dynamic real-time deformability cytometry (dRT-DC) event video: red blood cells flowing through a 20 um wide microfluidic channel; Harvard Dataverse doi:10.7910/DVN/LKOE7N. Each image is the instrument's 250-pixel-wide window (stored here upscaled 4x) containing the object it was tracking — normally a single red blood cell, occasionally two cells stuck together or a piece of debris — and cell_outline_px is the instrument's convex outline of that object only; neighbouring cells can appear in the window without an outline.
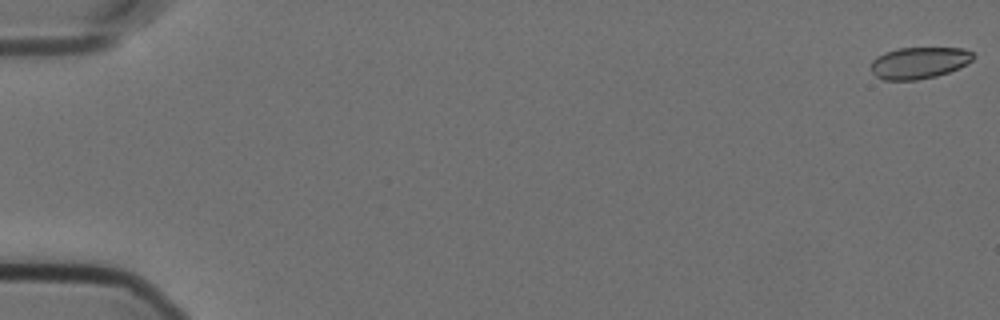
{"species": "Egyptian fruit bat (a non-hibernating species)", "species_latin": "Rousettus aegyptiacus", "temperature_condition": "cold", "stored_images_in_passage": 58, "camera_frame_rate_fps": 3000, "um_per_image_px": 0.085, "animal": {"sex": "female"}, "frame": {"image": 1, "passage_image": 1, "time_ms": 0.0, "image_size_px": [1000, 320], "cell_outline_px": [[976, 56], [972, 60], [960, 68], [936, 76], [916, 80], [884, 80], [876, 76], [868, 68], [872, 60], [876, 56], [884, 52], [900, 48], [964, 48], [972, 52]], "centroid_in_image_um": [78.1, 5.34], "position_along_channel_um": 6.9, "area_um2": 19.07}}
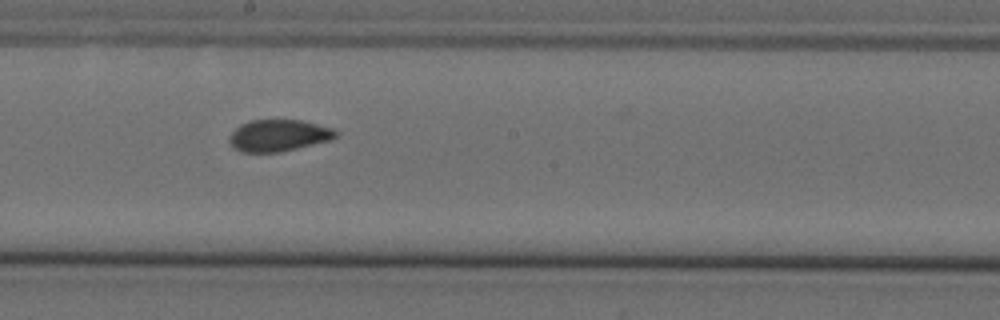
{"frame": {"image": 2, "passage_image": 33, "time_ms": 10.667, "image_size_px": [1000, 320], "cell_outline_px": [[340, 132], [332, 140], [280, 152], [240, 152], [232, 148], [228, 140], [228, 136], [240, 124], [248, 120], [300, 120], [332, 128]], "centroid_in_image_um": [23.65, 11.52], "position_along_channel_um": 224.6, "area_um2": 19.88}}
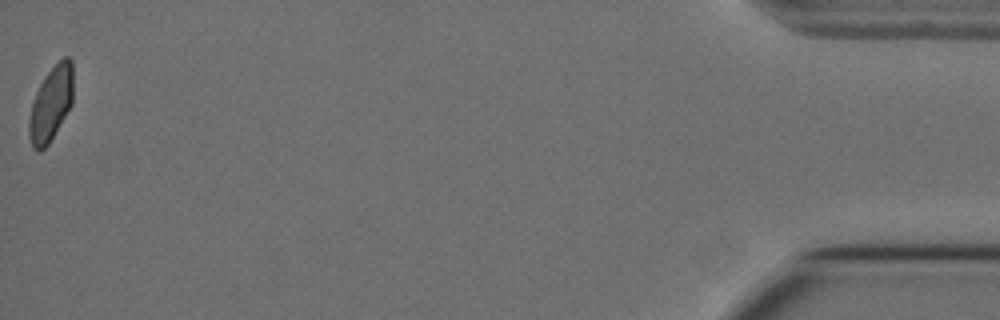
{"frame": {"image": 3, "passage_image": 58, "time_ms": 19.0, "image_size_px": [1000, 320], "cell_outline_px": [[72, 104], [48, 144], [40, 152], [32, 148], [28, 136], [28, 124], [32, 104], [36, 92], [44, 76], [64, 56], [68, 56], [72, 60]], "centroid_in_image_um": [4.31, 8.84], "position_along_channel_um": 430.9, "area_um2": 19.02}, "authors_computed_cell_mechanics": {"area_um2": 19.9699, "velocity_mm_per_s": 3.5686, "shape_relaxation_time_tau1_ms": null, "shape_relaxation_time_tau2_ms": 0.7413, "deformation_change_tau1": null, "deformation_change_tau2": 0.0433}}